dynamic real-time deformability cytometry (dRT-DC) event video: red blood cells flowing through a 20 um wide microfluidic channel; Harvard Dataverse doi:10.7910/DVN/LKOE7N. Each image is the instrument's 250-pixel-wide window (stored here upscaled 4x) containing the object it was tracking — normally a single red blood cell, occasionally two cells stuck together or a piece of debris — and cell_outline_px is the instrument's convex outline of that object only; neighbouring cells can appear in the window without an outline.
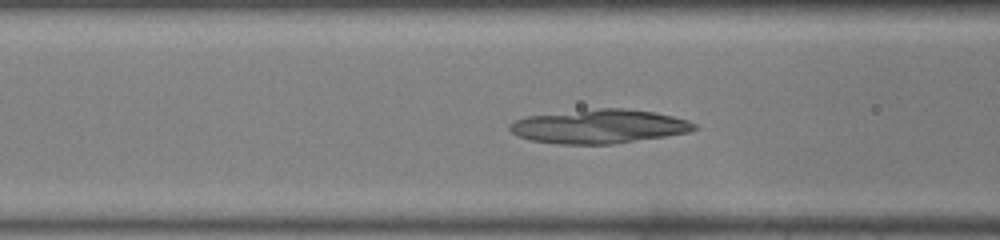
{"species": "common noctule bat (a hibernating species)", "species_latin": "Nyctalus noctula", "temperature_condition": "warm", "stored_images_in_passage": 8, "camera_frame_rate_fps": 3000, "um_per_image_px": 0.085, "animal": {"sex": "male", "body_mass_g": 19.0, "forearm_length_mm": 50.8}, "frame": {"image": 1, "passage_image": 6, "time_ms": 1.667, "image_size_px": [1000, 240], "cell_outline_px": [[700, 128], [692, 132], [612, 144], [556, 144], [532, 140], [520, 136], [512, 132], [508, 128], [508, 124], [516, 120], [528, 116], [600, 108], [624, 108], [656, 112], [688, 120], [696, 124]], "centroid_in_image_um": [50.99, 10.75], "position_along_channel_um": 115.6, "area_um2": 36.41}}